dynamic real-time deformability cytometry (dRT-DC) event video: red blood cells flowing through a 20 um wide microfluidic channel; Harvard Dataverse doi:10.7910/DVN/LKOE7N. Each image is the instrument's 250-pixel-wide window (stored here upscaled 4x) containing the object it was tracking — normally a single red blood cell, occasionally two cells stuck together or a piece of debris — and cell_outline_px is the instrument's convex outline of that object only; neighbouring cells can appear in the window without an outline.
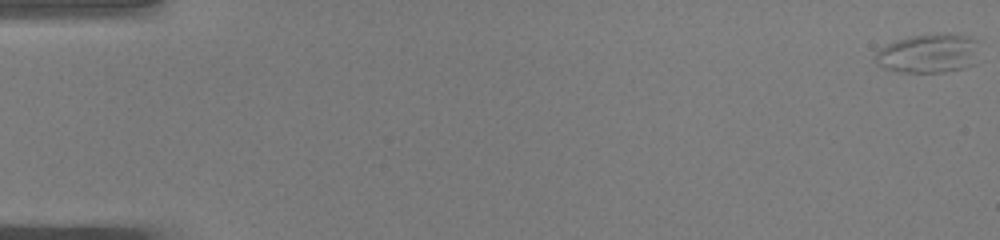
{"species": "common noctule bat (a hibernating species)", "species_latin": "Nyctalus noctula", "temperature_condition": "warm", "stored_images_in_passage": 12, "camera_frame_rate_fps": 3000, "um_per_image_px": 0.085, "animal": {"sex": "male", "body_mass_g": 19.0, "forearm_length_mm": 50.8}, "frame": {"image": 1, "passage_image": 1, "time_ms": 0.0, "image_size_px": [1000, 240], "cell_outline_px": [[976, 64], [944, 72], [904, 72], [884, 68], [876, 64], [876, 52], [880, 48], [896, 40], [912, 36], [944, 32], [948, 32], [968, 36], [976, 40]], "centroid_in_image_um": [78.93, 4.52], "position_along_channel_um": 6.1, "area_um2": 23.64}}